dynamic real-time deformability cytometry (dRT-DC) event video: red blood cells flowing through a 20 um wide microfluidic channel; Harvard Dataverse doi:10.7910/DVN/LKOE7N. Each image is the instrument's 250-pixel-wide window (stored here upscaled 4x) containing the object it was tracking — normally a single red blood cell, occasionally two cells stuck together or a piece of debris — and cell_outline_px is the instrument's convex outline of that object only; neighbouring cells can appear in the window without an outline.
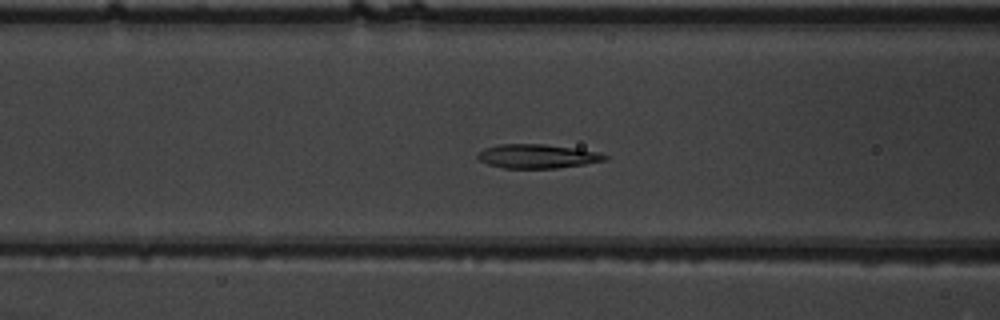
{"species": "common noctule bat (a hibernating species)", "species_latin": "Nyctalus noctula", "temperature_condition": "warm", "stored_images_in_passage": 38, "camera_frame_rate_fps": 3000, "um_per_image_px": 0.085, "animal": {"sex": "male", "body_mass_g": 19.5, "forearm_length_mm": 54.6}, "frame": {"image": 1, "passage_image": 7, "time_ms": 2.0, "image_size_px": [1000, 320], "cell_outline_px": [[608, 160], [584, 164], [556, 168], [504, 168], [488, 164], [480, 160], [476, 156], [484, 148], [500, 144], [544, 144], [576, 148], [600, 152], [608, 156]], "centroid_in_image_um": [45.71, 13.27], "position_along_channel_um": 120.9, "area_um2": 17.8}}
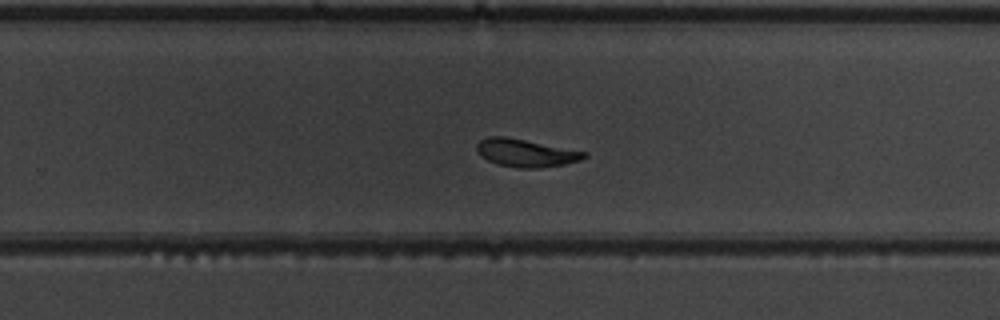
{"frame": {"image": 2, "passage_image": 20, "time_ms": 6.333, "image_size_px": [1000, 320], "cell_outline_px": [[588, 156], [580, 160], [564, 164], [536, 168], [520, 168], [496, 164], [480, 156], [476, 148], [476, 144], [480, 140], [488, 136], [504, 136], [588, 152]], "centroid_in_image_um": [44.67, 12.99], "position_along_channel_um": 285.1, "area_um2": 17.34}}
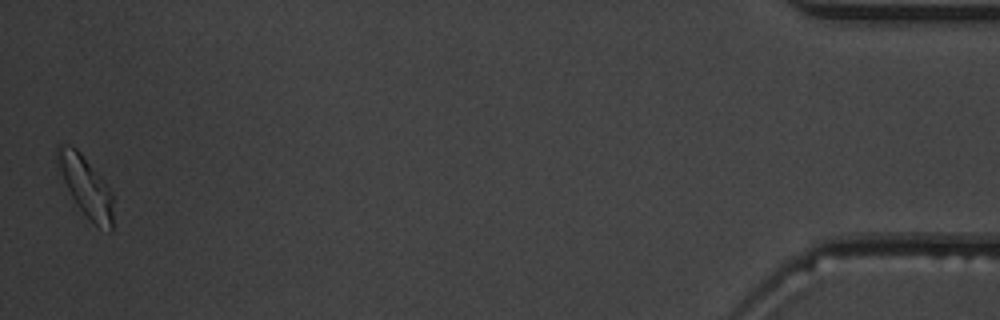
{"frame": {"image": 3, "passage_image": 38, "time_ms": 12.333, "image_size_px": [1000, 320], "cell_outline_px": [[112, 232], [108, 232], [96, 224], [80, 208], [72, 196], [64, 180], [60, 168], [56, 152], [56, 144], [64, 144], [76, 148], [80, 152], [100, 176], [112, 192]], "centroid_in_image_um": [7.32, 15.82], "position_along_channel_um": 427.9, "area_um2": 18.67}, "authors_computed_cell_mechanics": {"area_um2": 17.8024, "velocity_mm_per_s": 3.7957, "shape_relaxation_time_tau1_ms": 3.5698, "shape_relaxation_time_tau2_ms": 1.4494, "deformation_change_tau1": 0.1595, "deformation_change_tau2": 0.0885}}